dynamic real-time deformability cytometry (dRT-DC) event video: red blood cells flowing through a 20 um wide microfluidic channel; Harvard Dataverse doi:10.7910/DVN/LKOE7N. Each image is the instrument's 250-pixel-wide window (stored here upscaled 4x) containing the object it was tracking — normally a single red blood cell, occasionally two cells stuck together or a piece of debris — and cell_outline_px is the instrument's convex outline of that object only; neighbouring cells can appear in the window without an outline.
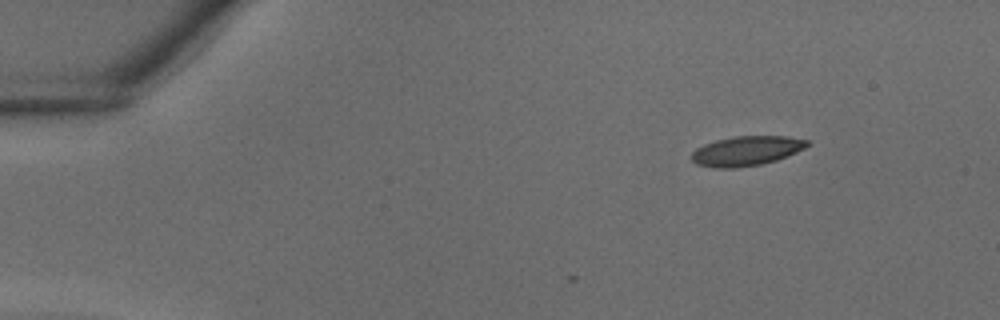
{"species": "common noctule bat (a hibernating species)", "species_latin": "Nyctalus noctula", "temperature_condition": "warm", "stored_images_in_passage": 4, "camera_frame_rate_fps": 3000, "um_per_image_px": 0.085, "animal": {"sex": "male", "body_mass_g": 18.8}, "frame": {"image": 1, "passage_image": 1, "time_ms": 0.0, "image_size_px": [1000, 320], "cell_outline_px": [[808, 144], [804, 148], [796, 152], [776, 160], [760, 164], [736, 168], [712, 168], [696, 164], [692, 160], [692, 152], [696, 148], [704, 144], [716, 140], [736, 136], [788, 136], [808, 140]], "centroid_in_image_um": [63.41, 12.83], "position_along_channel_um": 21.6, "area_um2": 19.88}}